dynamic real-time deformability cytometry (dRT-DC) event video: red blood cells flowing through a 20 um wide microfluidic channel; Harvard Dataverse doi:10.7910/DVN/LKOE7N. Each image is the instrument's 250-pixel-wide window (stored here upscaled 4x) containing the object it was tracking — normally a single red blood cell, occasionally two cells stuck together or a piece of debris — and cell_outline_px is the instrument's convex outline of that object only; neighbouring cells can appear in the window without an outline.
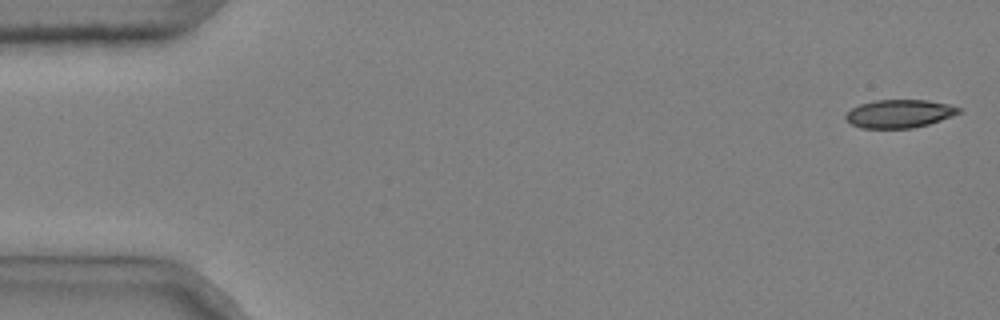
{"species": "common noctule bat (a hibernating species)", "species_latin": "Nyctalus noctula", "temperature_condition": "cold", "stored_images_in_passage": 49, "camera_frame_rate_fps": 3000, "um_per_image_px": 0.085, "animal": {"sex": "male", "body_mass_g": 20.4}, "frame": {"image": 1, "passage_image": 1, "time_ms": 0.0, "image_size_px": [1000, 320], "cell_outline_px": [[964, 112], [928, 124], [912, 128], [860, 128], [852, 124], [844, 116], [852, 108], [860, 104], [876, 100], [928, 100], [948, 104], [960, 108]], "centroid_in_image_um": [76.47, 9.66], "position_along_channel_um": 8.5, "area_um2": 18.5}}
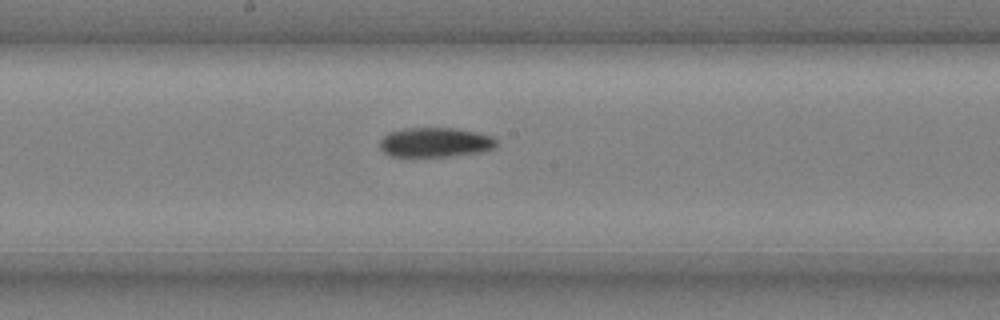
{"frame": {"image": 2, "passage_image": 28, "time_ms": 9.0, "image_size_px": [1000, 320], "cell_outline_px": [[496, 148], [484, 152], [452, 156], [392, 156], [384, 152], [380, 148], [380, 140], [388, 132], [404, 128], [456, 128], [476, 132], [492, 136], [496, 140]], "centroid_in_image_um": [37.02, 12.1], "position_along_channel_um": 211.2, "area_um2": 20.23}}
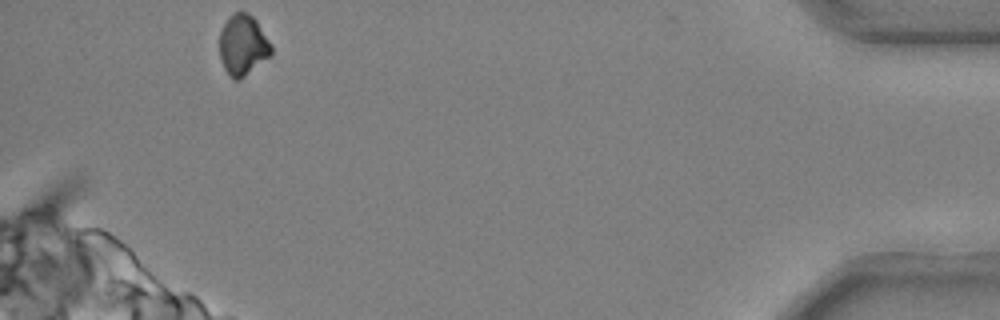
{"frame": {"image": 3, "passage_image": 49, "time_ms": 16.0, "image_size_px": [1000, 320], "cell_outline_px": [[272, 56], [240, 80], [232, 80], [228, 76], [224, 68], [220, 56], [220, 32], [228, 16], [236, 12], [248, 12], [256, 20], [272, 44]], "centroid_in_image_um": [20.67, 3.86], "position_along_channel_um": 414.5, "area_um2": 18.61}}